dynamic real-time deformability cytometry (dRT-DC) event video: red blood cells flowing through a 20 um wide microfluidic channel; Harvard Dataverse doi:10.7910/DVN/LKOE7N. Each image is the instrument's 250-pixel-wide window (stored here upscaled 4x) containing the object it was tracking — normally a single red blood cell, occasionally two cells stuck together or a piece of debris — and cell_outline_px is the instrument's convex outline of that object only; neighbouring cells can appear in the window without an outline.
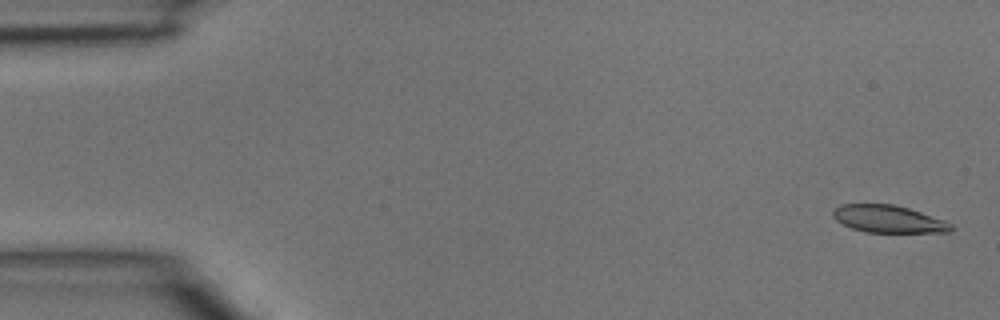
{"species": "common noctule bat (a hibernating species)", "species_latin": "Nyctalus noctula", "temperature_condition": "room temperature", "stored_images_in_passage": 4, "camera_frame_rate_fps": 3000, "um_per_image_px": 0.085, "animal": {"sex": "male", "body_mass_g": 15.6}, "frame": {"image": 1, "passage_image": 1, "time_ms": 0.0, "image_size_px": [1000, 320], "cell_outline_px": [[956, 228], [952, 232], [864, 232], [852, 228], [836, 220], [832, 216], [832, 212], [840, 204], [892, 204], [908, 208], [944, 220], [952, 224]], "centroid_in_image_um": [75.54, 18.62], "position_along_channel_um": 9.5, "area_um2": 18.79}}
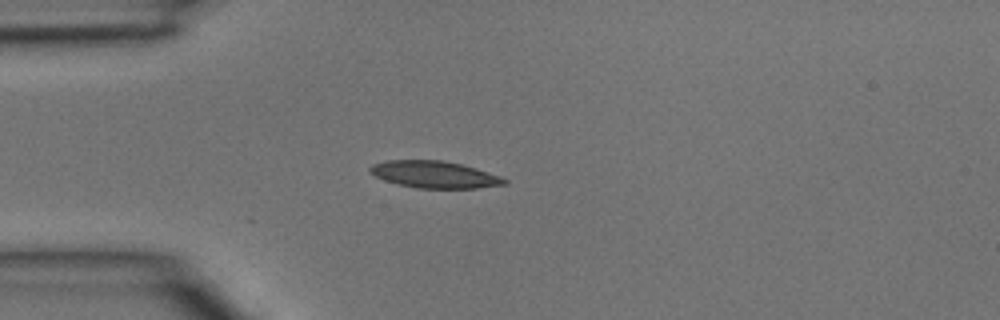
{"frame": {"image": 2, "passage_image": 4, "time_ms": 1.0, "image_size_px": [1000, 320], "cell_outline_px": [[508, 184], [476, 188], [416, 188], [396, 184], [384, 180], [368, 172], [368, 168], [372, 164], [388, 160], [444, 160], [476, 168], [500, 176], [508, 180]], "centroid_in_image_um": [36.91, 14.83], "position_along_channel_um": 48.1, "area_um2": 21.21}}